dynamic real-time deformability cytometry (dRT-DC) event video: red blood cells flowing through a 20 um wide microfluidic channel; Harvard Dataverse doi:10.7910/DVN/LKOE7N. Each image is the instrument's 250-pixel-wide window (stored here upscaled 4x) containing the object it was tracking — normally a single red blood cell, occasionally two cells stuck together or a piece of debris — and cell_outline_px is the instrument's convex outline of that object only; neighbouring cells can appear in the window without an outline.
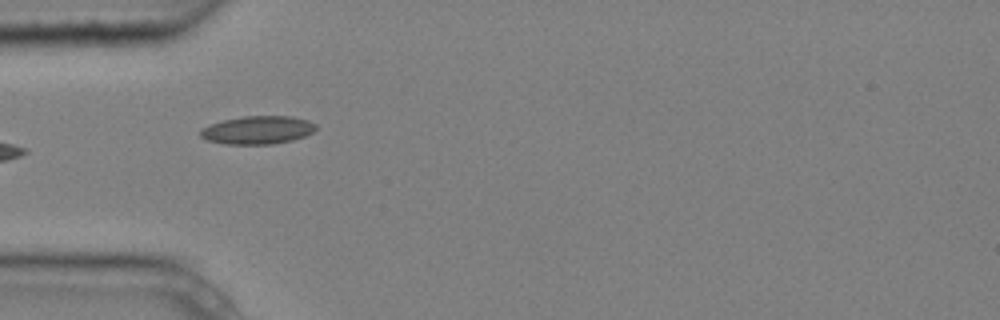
{"species": "common noctule bat (a hibernating species)", "species_latin": "Nyctalus noctula", "temperature_condition": "cold", "stored_images_in_passage": 7, "camera_frame_rate_fps": 3000, "um_per_image_px": 0.085, "animal": {"sex": "male", "body_mass_g": 20.4}, "frame": {"image": 1, "passage_image": 3, "time_ms": 0.667, "image_size_px": [1000, 320], "cell_outline_px": [[316, 128], [312, 132], [304, 136], [292, 140], [272, 144], [228, 144], [208, 140], [200, 136], [200, 128], [224, 120], [244, 116], [292, 116], [308, 120], [316, 124]], "centroid_in_image_um": [21.91, 11.05], "position_along_channel_um": 63.1, "area_um2": 18.79}}
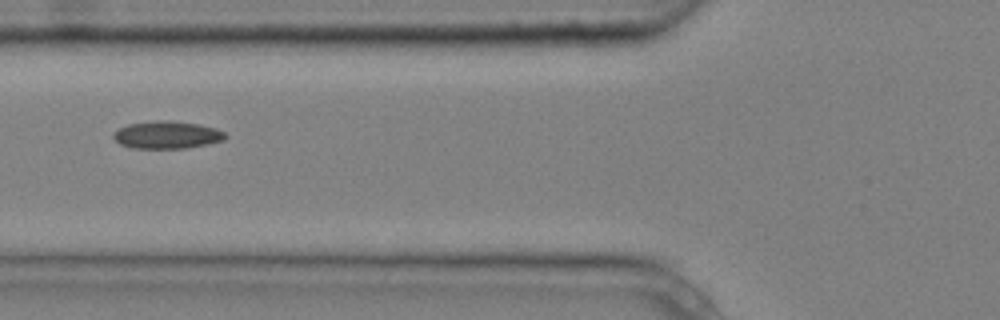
{"frame": {"image": 2, "passage_image": 4, "time_ms": 1.0, "image_size_px": [1000, 320], "cell_outline_px": [[228, 136], [224, 140], [208, 144], [188, 148], [132, 148], [120, 144], [112, 136], [120, 128], [128, 124], [160, 120], [172, 120], [200, 124], [216, 128], [224, 132]], "centroid_in_image_um": [14.25, 11.46], "position_along_channel_um": 111.6, "area_um2": 17.98}}